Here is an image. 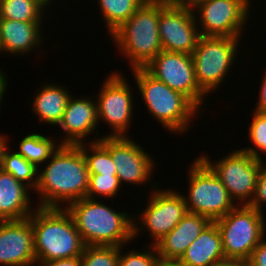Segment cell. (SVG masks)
Here are the masks:
<instances>
[{"label": "cell", "mask_w": 266, "mask_h": 266, "mask_svg": "<svg viewBox=\"0 0 266 266\" xmlns=\"http://www.w3.org/2000/svg\"><path fill=\"white\" fill-rule=\"evenodd\" d=\"M45 165L38 168L37 207L64 208L86 197L90 174L80 144H61Z\"/></svg>", "instance_id": "obj_1"}, {"label": "cell", "mask_w": 266, "mask_h": 266, "mask_svg": "<svg viewBox=\"0 0 266 266\" xmlns=\"http://www.w3.org/2000/svg\"><path fill=\"white\" fill-rule=\"evenodd\" d=\"M64 208L71 215L85 246L121 247L134 241L132 212L130 215L119 212L98 199L87 197Z\"/></svg>", "instance_id": "obj_2"}, {"label": "cell", "mask_w": 266, "mask_h": 266, "mask_svg": "<svg viewBox=\"0 0 266 266\" xmlns=\"http://www.w3.org/2000/svg\"><path fill=\"white\" fill-rule=\"evenodd\" d=\"M28 218L34 232L36 265L83 254L85 244L65 208L36 207Z\"/></svg>", "instance_id": "obj_3"}, {"label": "cell", "mask_w": 266, "mask_h": 266, "mask_svg": "<svg viewBox=\"0 0 266 266\" xmlns=\"http://www.w3.org/2000/svg\"><path fill=\"white\" fill-rule=\"evenodd\" d=\"M131 71L150 116L172 134H185L190 130L191 121L201 110L189 98L158 81L144 68Z\"/></svg>", "instance_id": "obj_4"}, {"label": "cell", "mask_w": 266, "mask_h": 266, "mask_svg": "<svg viewBox=\"0 0 266 266\" xmlns=\"http://www.w3.org/2000/svg\"><path fill=\"white\" fill-rule=\"evenodd\" d=\"M163 7L141 5L126 22L109 34L121 52L119 55L126 57L131 69L144 68L162 51L158 26Z\"/></svg>", "instance_id": "obj_5"}, {"label": "cell", "mask_w": 266, "mask_h": 266, "mask_svg": "<svg viewBox=\"0 0 266 266\" xmlns=\"http://www.w3.org/2000/svg\"><path fill=\"white\" fill-rule=\"evenodd\" d=\"M262 212L248 205H236L215 220L226 259L248 260L254 248L265 238L266 221Z\"/></svg>", "instance_id": "obj_6"}, {"label": "cell", "mask_w": 266, "mask_h": 266, "mask_svg": "<svg viewBox=\"0 0 266 266\" xmlns=\"http://www.w3.org/2000/svg\"><path fill=\"white\" fill-rule=\"evenodd\" d=\"M188 195L183 194L187 211L215 221L237 204L213 170L198 156L188 169ZM187 195V196H186Z\"/></svg>", "instance_id": "obj_7"}, {"label": "cell", "mask_w": 266, "mask_h": 266, "mask_svg": "<svg viewBox=\"0 0 266 266\" xmlns=\"http://www.w3.org/2000/svg\"><path fill=\"white\" fill-rule=\"evenodd\" d=\"M241 38L201 36L192 53L199 88L208 96L223 86L236 63ZM233 64V65H232ZM220 86V87H219Z\"/></svg>", "instance_id": "obj_8"}, {"label": "cell", "mask_w": 266, "mask_h": 266, "mask_svg": "<svg viewBox=\"0 0 266 266\" xmlns=\"http://www.w3.org/2000/svg\"><path fill=\"white\" fill-rule=\"evenodd\" d=\"M150 184L152 192L149 194L148 205L138 215L133 213V226L134 238L137 239L141 230L146 229L153 238L150 245H155L181 221L188 211L182 193L174 189H159V184L155 182ZM136 218L139 222L135 220Z\"/></svg>", "instance_id": "obj_9"}, {"label": "cell", "mask_w": 266, "mask_h": 266, "mask_svg": "<svg viewBox=\"0 0 266 266\" xmlns=\"http://www.w3.org/2000/svg\"><path fill=\"white\" fill-rule=\"evenodd\" d=\"M252 1L201 0L192 10L201 36L241 38L248 24ZM250 15V16H249ZM199 16V17H198ZM202 28V29H201Z\"/></svg>", "instance_id": "obj_10"}, {"label": "cell", "mask_w": 266, "mask_h": 266, "mask_svg": "<svg viewBox=\"0 0 266 266\" xmlns=\"http://www.w3.org/2000/svg\"><path fill=\"white\" fill-rule=\"evenodd\" d=\"M226 187L230 198L237 205H248L254 195L261 160L240 148L220 160H211L207 154L199 156ZM238 203H237V202Z\"/></svg>", "instance_id": "obj_11"}, {"label": "cell", "mask_w": 266, "mask_h": 266, "mask_svg": "<svg viewBox=\"0 0 266 266\" xmlns=\"http://www.w3.org/2000/svg\"><path fill=\"white\" fill-rule=\"evenodd\" d=\"M102 86V87H101ZM97 96V110L99 123L110 126L107 133L111 137L127 136L132 125L134 114V95L132 87L127 82L122 72H112L101 84Z\"/></svg>", "instance_id": "obj_12"}, {"label": "cell", "mask_w": 266, "mask_h": 266, "mask_svg": "<svg viewBox=\"0 0 266 266\" xmlns=\"http://www.w3.org/2000/svg\"><path fill=\"white\" fill-rule=\"evenodd\" d=\"M144 69L204 110L201 108L207 95L198 86L192 55L162 50Z\"/></svg>", "instance_id": "obj_13"}, {"label": "cell", "mask_w": 266, "mask_h": 266, "mask_svg": "<svg viewBox=\"0 0 266 266\" xmlns=\"http://www.w3.org/2000/svg\"><path fill=\"white\" fill-rule=\"evenodd\" d=\"M129 136H103L99 141L110 151L121 185H147L154 174L155 161L142 145Z\"/></svg>", "instance_id": "obj_14"}, {"label": "cell", "mask_w": 266, "mask_h": 266, "mask_svg": "<svg viewBox=\"0 0 266 266\" xmlns=\"http://www.w3.org/2000/svg\"><path fill=\"white\" fill-rule=\"evenodd\" d=\"M162 50L192 55L201 37L192 7L170 4L160 10Z\"/></svg>", "instance_id": "obj_15"}, {"label": "cell", "mask_w": 266, "mask_h": 266, "mask_svg": "<svg viewBox=\"0 0 266 266\" xmlns=\"http://www.w3.org/2000/svg\"><path fill=\"white\" fill-rule=\"evenodd\" d=\"M29 218L0 221V266H37Z\"/></svg>", "instance_id": "obj_16"}, {"label": "cell", "mask_w": 266, "mask_h": 266, "mask_svg": "<svg viewBox=\"0 0 266 266\" xmlns=\"http://www.w3.org/2000/svg\"><path fill=\"white\" fill-rule=\"evenodd\" d=\"M84 97V98H83ZM78 97L71 95L67 106L65 107L64 114L58 126L60 131L63 130L64 138L60 137L61 144L78 145L85 143L86 136L99 131L97 102L94 96ZM62 139V140H61Z\"/></svg>", "instance_id": "obj_17"}, {"label": "cell", "mask_w": 266, "mask_h": 266, "mask_svg": "<svg viewBox=\"0 0 266 266\" xmlns=\"http://www.w3.org/2000/svg\"><path fill=\"white\" fill-rule=\"evenodd\" d=\"M210 222L206 216L187 212L181 221L155 244L160 260L178 261Z\"/></svg>", "instance_id": "obj_18"}, {"label": "cell", "mask_w": 266, "mask_h": 266, "mask_svg": "<svg viewBox=\"0 0 266 266\" xmlns=\"http://www.w3.org/2000/svg\"><path fill=\"white\" fill-rule=\"evenodd\" d=\"M42 23L0 18V54L23 56L44 46Z\"/></svg>", "instance_id": "obj_19"}, {"label": "cell", "mask_w": 266, "mask_h": 266, "mask_svg": "<svg viewBox=\"0 0 266 266\" xmlns=\"http://www.w3.org/2000/svg\"><path fill=\"white\" fill-rule=\"evenodd\" d=\"M29 191L23 182L0 168V221L26 219L34 212L37 206L31 207Z\"/></svg>", "instance_id": "obj_20"}, {"label": "cell", "mask_w": 266, "mask_h": 266, "mask_svg": "<svg viewBox=\"0 0 266 266\" xmlns=\"http://www.w3.org/2000/svg\"><path fill=\"white\" fill-rule=\"evenodd\" d=\"M224 259L218 226L215 221H211L188 246L178 262L183 266H212Z\"/></svg>", "instance_id": "obj_21"}, {"label": "cell", "mask_w": 266, "mask_h": 266, "mask_svg": "<svg viewBox=\"0 0 266 266\" xmlns=\"http://www.w3.org/2000/svg\"><path fill=\"white\" fill-rule=\"evenodd\" d=\"M43 85L35 93L30 107L41 124L46 123L57 127L72 94L67 91L66 86L60 84L46 82Z\"/></svg>", "instance_id": "obj_22"}, {"label": "cell", "mask_w": 266, "mask_h": 266, "mask_svg": "<svg viewBox=\"0 0 266 266\" xmlns=\"http://www.w3.org/2000/svg\"><path fill=\"white\" fill-rule=\"evenodd\" d=\"M60 145L61 143H58V140L51 136L47 137L42 133L33 132L21 139L16 152L37 168H40L51 158Z\"/></svg>", "instance_id": "obj_23"}, {"label": "cell", "mask_w": 266, "mask_h": 266, "mask_svg": "<svg viewBox=\"0 0 266 266\" xmlns=\"http://www.w3.org/2000/svg\"><path fill=\"white\" fill-rule=\"evenodd\" d=\"M97 136L80 144L85 156L89 174L117 175L116 165L110 151L99 141L103 136ZM92 140V141H91ZM89 145V146H88Z\"/></svg>", "instance_id": "obj_24"}, {"label": "cell", "mask_w": 266, "mask_h": 266, "mask_svg": "<svg viewBox=\"0 0 266 266\" xmlns=\"http://www.w3.org/2000/svg\"><path fill=\"white\" fill-rule=\"evenodd\" d=\"M107 33L111 34L141 6L138 0H98Z\"/></svg>", "instance_id": "obj_25"}, {"label": "cell", "mask_w": 266, "mask_h": 266, "mask_svg": "<svg viewBox=\"0 0 266 266\" xmlns=\"http://www.w3.org/2000/svg\"><path fill=\"white\" fill-rule=\"evenodd\" d=\"M11 151L9 147L5 150L1 168L32 191L35 190L38 183V168L16 151Z\"/></svg>", "instance_id": "obj_26"}, {"label": "cell", "mask_w": 266, "mask_h": 266, "mask_svg": "<svg viewBox=\"0 0 266 266\" xmlns=\"http://www.w3.org/2000/svg\"><path fill=\"white\" fill-rule=\"evenodd\" d=\"M45 13L33 0H0V18L42 22L45 19Z\"/></svg>", "instance_id": "obj_27"}, {"label": "cell", "mask_w": 266, "mask_h": 266, "mask_svg": "<svg viewBox=\"0 0 266 266\" xmlns=\"http://www.w3.org/2000/svg\"><path fill=\"white\" fill-rule=\"evenodd\" d=\"M252 112V121L248 129L249 140L251 141L252 147L240 149L249 153L257 160L263 161L261 155L262 153L266 154V114L254 110Z\"/></svg>", "instance_id": "obj_28"}, {"label": "cell", "mask_w": 266, "mask_h": 266, "mask_svg": "<svg viewBox=\"0 0 266 266\" xmlns=\"http://www.w3.org/2000/svg\"><path fill=\"white\" fill-rule=\"evenodd\" d=\"M80 258L82 266H118L119 247L85 246Z\"/></svg>", "instance_id": "obj_29"}, {"label": "cell", "mask_w": 266, "mask_h": 266, "mask_svg": "<svg viewBox=\"0 0 266 266\" xmlns=\"http://www.w3.org/2000/svg\"><path fill=\"white\" fill-rule=\"evenodd\" d=\"M121 187L117 175L90 174L86 197L98 200L100 197H106L107 200H114Z\"/></svg>", "instance_id": "obj_30"}, {"label": "cell", "mask_w": 266, "mask_h": 266, "mask_svg": "<svg viewBox=\"0 0 266 266\" xmlns=\"http://www.w3.org/2000/svg\"><path fill=\"white\" fill-rule=\"evenodd\" d=\"M119 247V264L118 266H158L160 258L155 245H149L141 251L134 248L129 250L128 253H123L122 248Z\"/></svg>", "instance_id": "obj_31"}, {"label": "cell", "mask_w": 266, "mask_h": 266, "mask_svg": "<svg viewBox=\"0 0 266 266\" xmlns=\"http://www.w3.org/2000/svg\"><path fill=\"white\" fill-rule=\"evenodd\" d=\"M265 161V162H264ZM263 204H266V160L263 159L258 173L255 192L248 206L259 212H264Z\"/></svg>", "instance_id": "obj_32"}, {"label": "cell", "mask_w": 266, "mask_h": 266, "mask_svg": "<svg viewBox=\"0 0 266 266\" xmlns=\"http://www.w3.org/2000/svg\"><path fill=\"white\" fill-rule=\"evenodd\" d=\"M248 262L250 266H266V239L265 238L251 252Z\"/></svg>", "instance_id": "obj_33"}, {"label": "cell", "mask_w": 266, "mask_h": 266, "mask_svg": "<svg viewBox=\"0 0 266 266\" xmlns=\"http://www.w3.org/2000/svg\"><path fill=\"white\" fill-rule=\"evenodd\" d=\"M260 85V91L258 96V102L254 111L266 114V70Z\"/></svg>", "instance_id": "obj_34"}, {"label": "cell", "mask_w": 266, "mask_h": 266, "mask_svg": "<svg viewBox=\"0 0 266 266\" xmlns=\"http://www.w3.org/2000/svg\"><path fill=\"white\" fill-rule=\"evenodd\" d=\"M42 266H82L81 258L71 257L47 262Z\"/></svg>", "instance_id": "obj_35"}, {"label": "cell", "mask_w": 266, "mask_h": 266, "mask_svg": "<svg viewBox=\"0 0 266 266\" xmlns=\"http://www.w3.org/2000/svg\"><path fill=\"white\" fill-rule=\"evenodd\" d=\"M212 266H250L248 260L243 259H224Z\"/></svg>", "instance_id": "obj_36"}, {"label": "cell", "mask_w": 266, "mask_h": 266, "mask_svg": "<svg viewBox=\"0 0 266 266\" xmlns=\"http://www.w3.org/2000/svg\"><path fill=\"white\" fill-rule=\"evenodd\" d=\"M6 72L0 68V108H1V103L3 101L5 91L8 89V81H7V76L5 75Z\"/></svg>", "instance_id": "obj_37"}, {"label": "cell", "mask_w": 266, "mask_h": 266, "mask_svg": "<svg viewBox=\"0 0 266 266\" xmlns=\"http://www.w3.org/2000/svg\"><path fill=\"white\" fill-rule=\"evenodd\" d=\"M1 134V133H0ZM7 135L5 136V135H0V168H1V165H2V160H3V155H4V152H5V150L8 148V147H10L9 146V140H8V138L9 137H7Z\"/></svg>", "instance_id": "obj_38"}, {"label": "cell", "mask_w": 266, "mask_h": 266, "mask_svg": "<svg viewBox=\"0 0 266 266\" xmlns=\"http://www.w3.org/2000/svg\"><path fill=\"white\" fill-rule=\"evenodd\" d=\"M141 5H160L167 6L171 4L170 0H138Z\"/></svg>", "instance_id": "obj_39"}, {"label": "cell", "mask_w": 266, "mask_h": 266, "mask_svg": "<svg viewBox=\"0 0 266 266\" xmlns=\"http://www.w3.org/2000/svg\"><path fill=\"white\" fill-rule=\"evenodd\" d=\"M170 1L171 4L193 7L197 2L201 0H170Z\"/></svg>", "instance_id": "obj_40"}, {"label": "cell", "mask_w": 266, "mask_h": 266, "mask_svg": "<svg viewBox=\"0 0 266 266\" xmlns=\"http://www.w3.org/2000/svg\"><path fill=\"white\" fill-rule=\"evenodd\" d=\"M37 5H39L44 11L49 8L50 5L53 6L55 1L53 0H33ZM53 2V4H51Z\"/></svg>", "instance_id": "obj_41"}, {"label": "cell", "mask_w": 266, "mask_h": 266, "mask_svg": "<svg viewBox=\"0 0 266 266\" xmlns=\"http://www.w3.org/2000/svg\"><path fill=\"white\" fill-rule=\"evenodd\" d=\"M158 266H183L178 261H162L158 263Z\"/></svg>", "instance_id": "obj_42"}]
</instances>
